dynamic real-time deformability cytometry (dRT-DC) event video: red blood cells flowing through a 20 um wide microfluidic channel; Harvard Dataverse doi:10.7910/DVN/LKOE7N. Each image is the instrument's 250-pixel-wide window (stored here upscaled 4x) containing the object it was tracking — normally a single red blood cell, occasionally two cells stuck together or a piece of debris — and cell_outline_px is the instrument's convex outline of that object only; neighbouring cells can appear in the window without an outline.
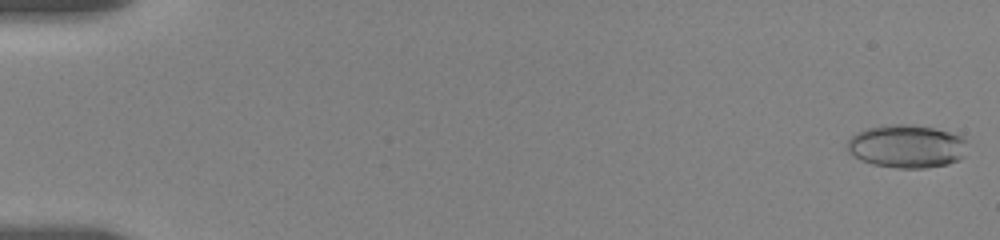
{"species": "human", "species_latin": "Homo sapiens", "temperature_condition": "room temperature", "stored_images_in_passage": 56, "camera_frame_rate_fps": 3000, "um_per_image_px": 0.085, "donor": {"sex": "female"}, "frame": {"image": 1, "passage_image": 1, "time_ms": 0.0, "image_size_px": [1000, 240], "cell_outline_px": [[964, 156], [960, 160], [948, 164], [924, 168], [896, 168], [872, 164], [860, 160], [848, 152], [848, 140], [856, 132], [868, 128], [884, 124], [912, 124], [932, 128], [964, 136]], "centroid_in_image_um": [77.04, 12.44], "position_along_channel_um": 8.0, "area_um2": 30.23}}
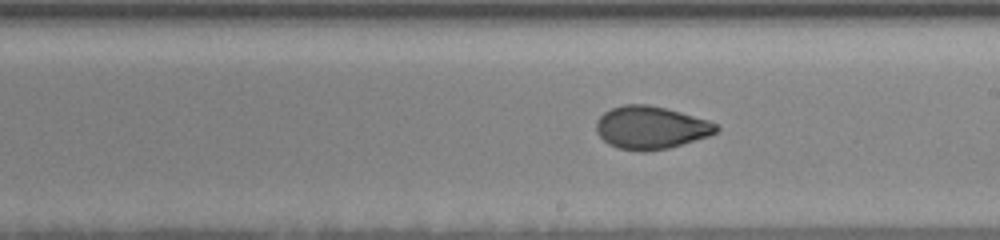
{"frame": {"image": 2, "passage_image": 33, "time_ms": 10.667, "image_size_px": [1000, 240], "cell_outline_px": [[720, 128], [716, 132], [708, 136], [668, 148], [644, 152], [640, 152], [616, 148], [608, 144], [596, 132], [596, 120], [604, 112], [612, 108], [624, 104], [648, 104], [680, 112], [708, 120], [716, 124]], "centroid_in_image_um": [55.28, 10.85], "position_along_channel_um": 233.7, "area_um2": 29.94}}
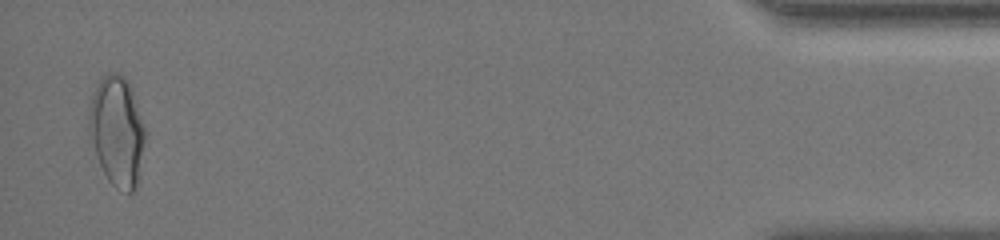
{"frame": {"image": 3, "passage_image": 55, "time_ms": 18.0, "image_size_px": [1000, 240], "cell_outline_px": [[144, 140], [136, 188], [132, 192], [128, 192], [116, 188], [108, 180], [100, 164], [88, 136], [88, 108], [92, 96], [100, 80], [108, 72], [116, 72], [124, 76], [128, 80], [144, 128]], "centroid_in_image_um": [9.9, 11.13], "position_along_channel_um": 425.3, "area_um2": 35.43}, "authors_computed_cell_mechanics": {"area_um2": 29.8248, "velocity_mm_per_s": 3.6359, "shape_relaxation_time_tau1_ms": 5.4716, "shape_relaxation_time_tau2_ms": 1.1501, "deformation_change_tau1": 0.1581, "deformation_change_tau2": 0.0478}}